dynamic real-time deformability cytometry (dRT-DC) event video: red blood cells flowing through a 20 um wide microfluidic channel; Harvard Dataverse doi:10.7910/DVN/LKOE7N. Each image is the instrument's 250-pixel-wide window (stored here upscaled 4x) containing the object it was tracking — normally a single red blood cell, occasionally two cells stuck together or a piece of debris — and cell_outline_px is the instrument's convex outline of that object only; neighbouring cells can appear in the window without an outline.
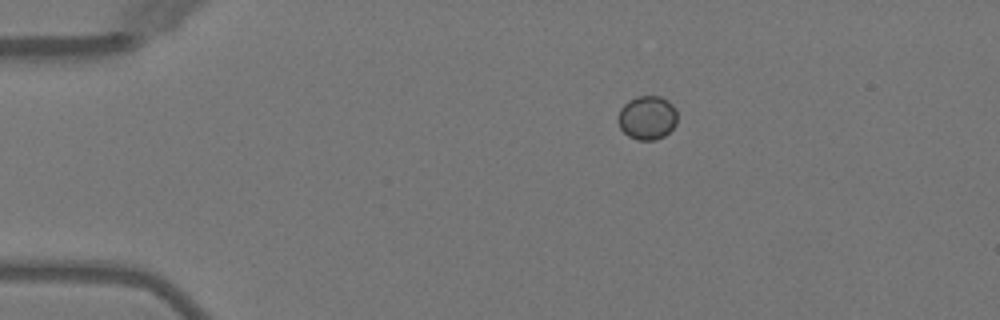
{"species": "Egyptian fruit bat (a non-hibernating species)", "species_latin": "Rousettus aegyptiacus", "temperature_condition": "warm", "stored_images_in_passage": 4, "camera_frame_rate_fps": 3000, "um_per_image_px": 0.085, "animal": {"sex": "female"}, "frame": {"image": 1, "passage_image": 1, "time_ms": 0.0, "image_size_px": [1000, 320], "cell_outline_px": [[676, 124], [664, 136], [656, 140], [636, 140], [628, 136], [620, 128], [620, 108], [628, 100], [636, 96], [660, 96], [668, 100], [676, 108]], "centroid_in_image_um": [55.03, 10.0], "position_along_channel_um": 30.0, "area_um2": 15.09}}
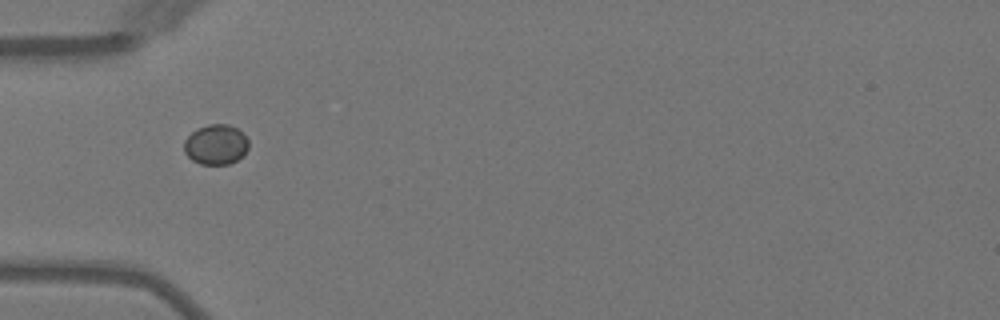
{"frame": {"image": 2, "passage_image": 3, "time_ms": 2.333, "image_size_px": [1000, 320], "cell_outline_px": [[248, 148], [236, 160], [228, 164], [200, 164], [192, 160], [184, 152], [184, 140], [196, 128], [208, 124], [228, 124], [236, 128], [248, 140]], "centroid_in_image_um": [18.31, 12.28], "position_along_channel_um": 66.7, "area_um2": 14.91}}
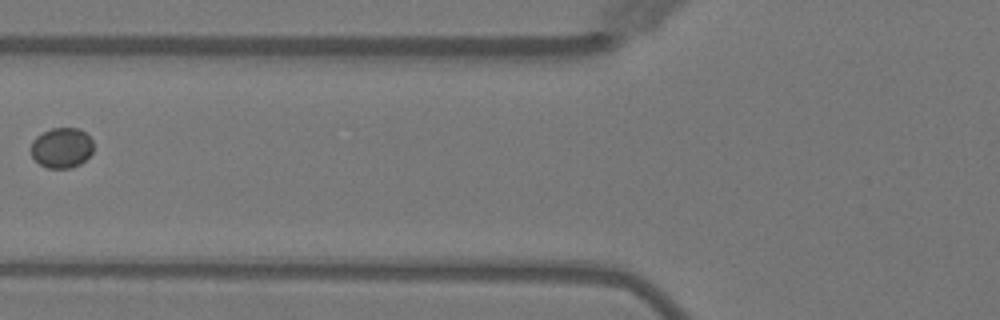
{"frame": {"image": 3, "passage_image": 4, "time_ms": 3.667, "image_size_px": [1000, 320], "cell_outline_px": [[92, 152], [80, 164], [72, 168], [48, 168], [40, 164], [32, 156], [32, 140], [36, 136], [52, 128], [76, 128], [84, 132], [92, 140]], "centroid_in_image_um": [5.24, 12.57], "position_along_channel_um": 120.6, "area_um2": 14.45}}